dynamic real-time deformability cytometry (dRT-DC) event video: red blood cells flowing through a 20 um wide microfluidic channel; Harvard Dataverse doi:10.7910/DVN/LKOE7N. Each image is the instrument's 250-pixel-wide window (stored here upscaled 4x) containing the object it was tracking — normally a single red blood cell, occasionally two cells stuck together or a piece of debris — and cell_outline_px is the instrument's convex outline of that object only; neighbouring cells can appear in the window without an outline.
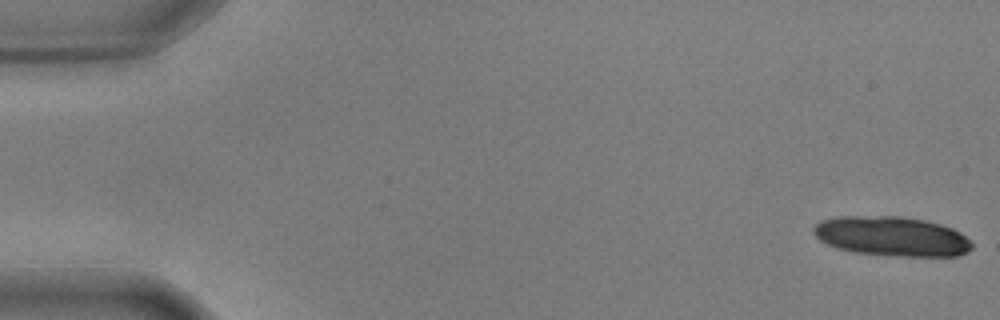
{"species": "common noctule bat (a hibernating species)", "species_latin": "Nyctalus noctula", "temperature_condition": "warm", "stored_images_in_passage": 33, "camera_frame_rate_fps": 3000, "um_per_image_px": 0.085, "animal": {"sex": "male", "body_mass_g": 17.9, "forearm_length_mm": 54.2}, "frame": {"image": 1, "passage_image": 1, "time_ms": 0.0, "image_size_px": [1000, 320], "cell_outline_px": [[972, 248], [968, 252], [956, 256], [900, 256], [856, 252], [836, 248], [820, 240], [812, 232], [812, 228], [820, 220], [836, 216], [900, 216], [924, 220], [940, 224], [952, 228], [960, 232], [972, 244]], "centroid_in_image_um": [75.77, 20.08], "position_along_channel_um": 9.2, "area_um2": 36.53}}
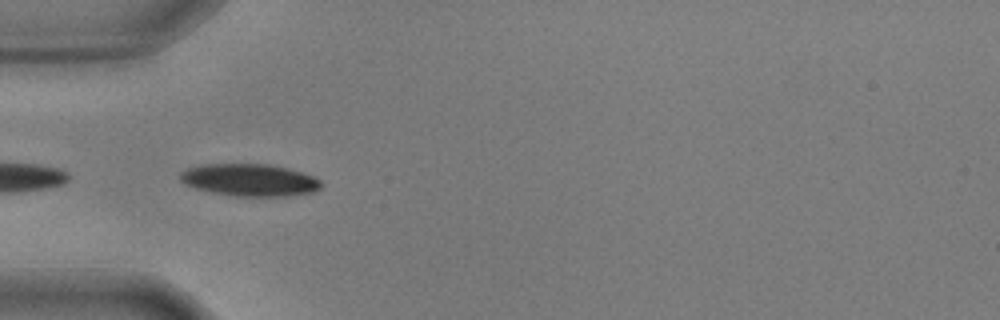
{"frame": {"image": 2, "passage_image": 18, "time_ms": 5.667, "image_size_px": [1000, 320], "cell_outline_px": [[320, 188], [312, 192], [288, 196], [232, 196], [212, 192], [196, 188], [184, 184], [180, 180], [180, 172], [188, 168], [200, 164], [268, 164], [288, 168], [312, 176], [320, 180]], "centroid_in_image_um": [21.18, 15.3], "position_along_channel_um": 63.8, "area_um2": 26.41}}
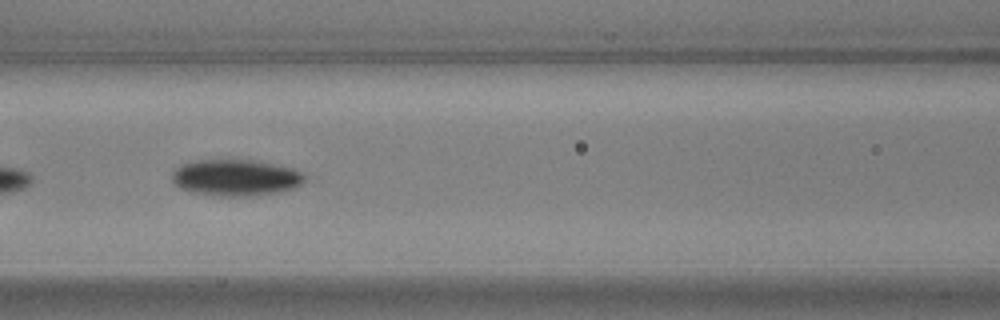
{"frame": {"image": 3, "passage_image": 25, "time_ms": 8.0, "image_size_px": [1000, 320], "cell_outline_px": [[304, 180], [300, 184], [292, 188], [280, 192], [256, 196], [220, 196], [192, 192], [180, 188], [172, 184], [172, 172], [180, 164], [192, 160], [256, 160], [292, 168], [300, 172], [304, 176]], "centroid_in_image_um": [19.98, 15.1], "position_along_channel_um": 146.6, "area_um2": 28.32}}